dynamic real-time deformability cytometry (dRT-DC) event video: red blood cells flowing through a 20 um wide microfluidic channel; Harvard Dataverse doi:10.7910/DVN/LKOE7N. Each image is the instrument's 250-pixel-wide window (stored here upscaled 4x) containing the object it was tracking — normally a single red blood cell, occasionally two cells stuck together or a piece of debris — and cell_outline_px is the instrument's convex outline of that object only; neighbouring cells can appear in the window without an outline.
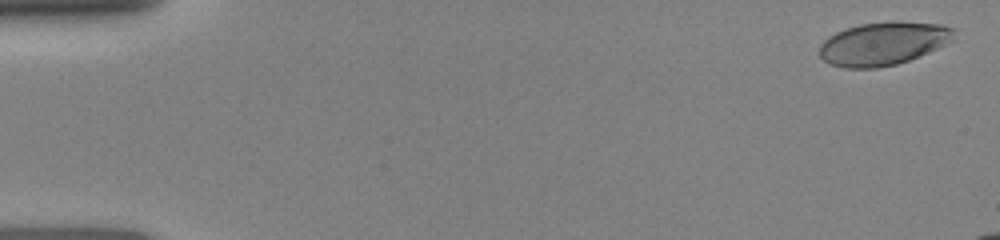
{"species": "human", "species_latin": "Homo sapiens", "temperature_condition": "room temperature", "stored_images_in_passage": 16, "camera_frame_rate_fps": 3000, "um_per_image_px": 0.085, "donor": {"sex": "female"}, "frame": {"image": 1, "passage_image": 2, "time_ms": 0.333, "image_size_px": [1000, 240], "cell_outline_px": [[956, 40], [928, 52], [908, 60], [896, 64], [876, 68], [844, 68], [828, 64], [820, 56], [820, 44], [828, 36], [844, 28], [860, 24], [892, 20], [944, 24], [956, 28]], "centroid_in_image_um": [75.12, 3.68], "position_along_channel_um": 9.9, "area_um2": 34.51}}
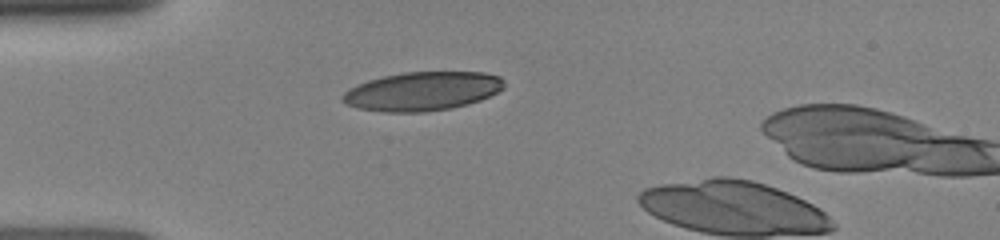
{"frame": {"image": 2, "passage_image": 14, "time_ms": 4.333, "image_size_px": [1000, 240], "cell_outline_px": [[504, 88], [480, 100], [468, 104], [452, 108], [424, 112], [384, 112], [356, 108], [344, 104], [340, 100], [340, 96], [348, 88], [368, 80], [384, 76], [404, 72], [484, 72], [500, 76], [504, 80]], "centroid_in_image_um": [35.86, 7.76], "position_along_channel_um": 49.1, "area_um2": 36.82}}